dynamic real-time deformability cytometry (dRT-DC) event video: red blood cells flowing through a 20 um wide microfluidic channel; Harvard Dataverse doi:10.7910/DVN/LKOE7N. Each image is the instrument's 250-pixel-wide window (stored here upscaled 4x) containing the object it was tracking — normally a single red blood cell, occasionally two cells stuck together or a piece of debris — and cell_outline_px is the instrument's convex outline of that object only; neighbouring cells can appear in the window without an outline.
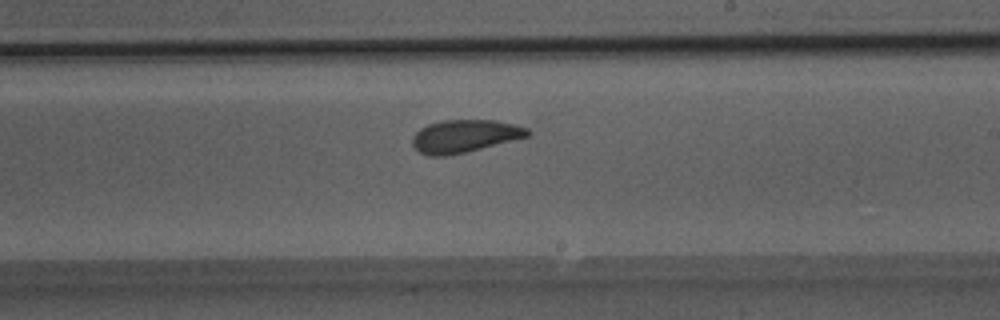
{"species": "Egyptian fruit bat (a non-hibernating species)", "species_latin": "Rousettus aegyptiacus", "temperature_condition": "room temperature", "stored_images_in_passage": 27, "camera_frame_rate_fps": 3000, "um_per_image_px": 0.085, "animal": {"sex": "male"}, "frame": {"image": 1, "passage_image": 16, "time_ms": 5.0, "image_size_px": [1000, 320], "cell_outline_px": [[532, 136], [464, 152], [444, 156], [428, 156], [420, 152], [412, 144], [412, 136], [420, 128], [428, 124], [440, 120], [496, 120], [516, 124], [528, 128], [532, 132]], "centroid_in_image_um": [39.53, 11.55], "position_along_channel_um": 249.5, "area_um2": 22.14}}
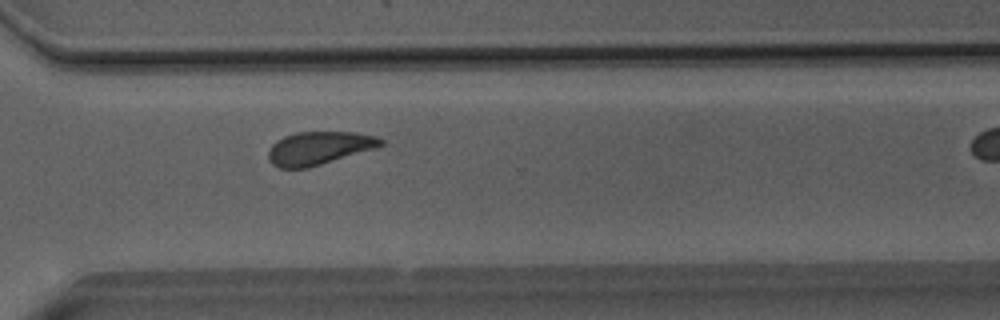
{"frame": {"image": 2, "passage_image": 23, "time_ms": 7.333, "image_size_px": [1000, 320], "cell_outline_px": [[384, 144], [376, 148], [308, 168], [280, 168], [272, 164], [268, 160], [268, 152], [272, 144], [284, 136], [296, 132], [356, 132], [376, 136], [384, 140]], "centroid_in_image_um": [27.11, 12.59], "position_along_channel_um": 343.5, "area_um2": 21.73}}